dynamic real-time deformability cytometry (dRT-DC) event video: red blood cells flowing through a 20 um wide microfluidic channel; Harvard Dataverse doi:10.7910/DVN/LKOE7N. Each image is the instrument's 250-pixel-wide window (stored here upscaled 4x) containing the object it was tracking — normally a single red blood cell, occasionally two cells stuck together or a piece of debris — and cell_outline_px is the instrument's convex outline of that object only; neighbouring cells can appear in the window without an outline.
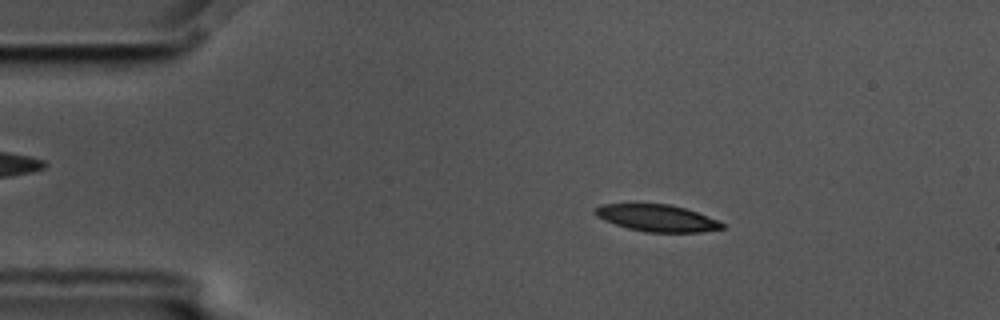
{"species": "common noctule bat (a hibernating species)", "species_latin": "Nyctalus noctula", "temperature_condition": "cold", "stored_images_in_passage": 55, "camera_frame_rate_fps": 3000, "um_per_image_px": 0.085, "animal": {"sex": "male", "body_mass_g": 17.5, "forearm_length_mm": 52.3}, "frame": {"image": 1, "passage_image": 9, "time_ms": 2.667, "image_size_px": [1000, 320], "cell_outline_px": [[724, 228], [700, 232], [644, 232], [628, 228], [604, 220], [596, 216], [592, 212], [600, 204], [672, 204], [696, 212], [716, 220], [724, 224]], "centroid_in_image_um": [55.81, 18.53], "position_along_channel_um": 29.2, "area_um2": 19.71}}
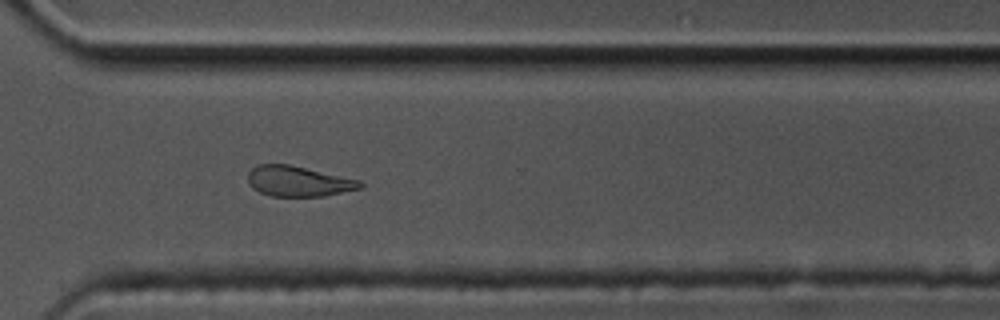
{"frame": {"image": 2, "passage_image": 40, "time_ms": 13.0, "image_size_px": [1000, 320], "cell_outline_px": [[364, 184], [360, 188], [324, 196], [272, 196], [260, 192], [252, 188], [248, 184], [248, 172], [252, 168], [260, 164], [288, 164], [360, 180]], "centroid_in_image_um": [25.33, 15.41], "position_along_channel_um": 345.3, "area_um2": 19.71}}
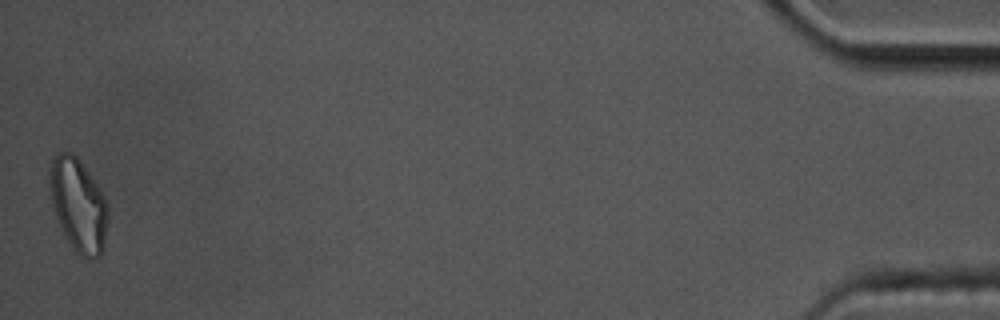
{"frame": {"image": 3, "passage_image": 55, "time_ms": 18.0, "image_size_px": [1000, 320], "cell_outline_px": [[108, 220], [104, 248], [100, 256], [88, 260], [80, 256], [72, 248], [64, 236], [60, 228], [52, 204], [48, 188], [48, 168], [52, 156], [56, 152], [72, 152], [80, 160], [100, 188], [108, 204]], "centroid_in_image_um": [6.63, 17.41], "position_along_channel_um": 428.6, "area_um2": 32.54}, "authors_computed_cell_mechanics": {"area_um2": 21.3282, "velocity_mm_per_s": 3.5593, "shape_relaxation_time_tau1_ms": 3.362, "shape_relaxation_time_tau2_ms": 6.1164, "deformation_change_tau1": 0.1316, "deformation_change_tau2": 0.1494}}